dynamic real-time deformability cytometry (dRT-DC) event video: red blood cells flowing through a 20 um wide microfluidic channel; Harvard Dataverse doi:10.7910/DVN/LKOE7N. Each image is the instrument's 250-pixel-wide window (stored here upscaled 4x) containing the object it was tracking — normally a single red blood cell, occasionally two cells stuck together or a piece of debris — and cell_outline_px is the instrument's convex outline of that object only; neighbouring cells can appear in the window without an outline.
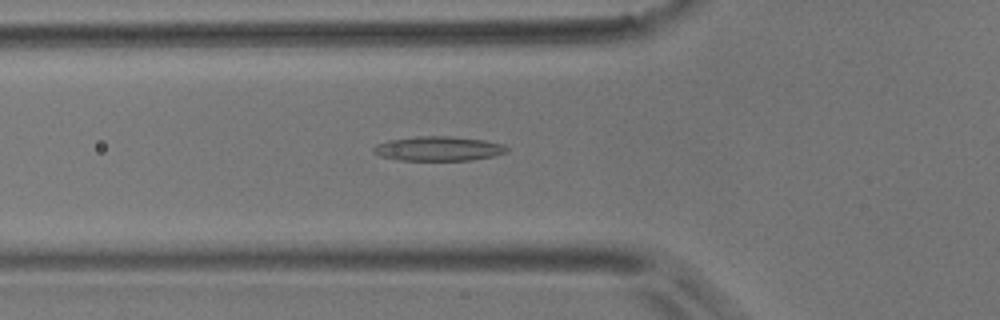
{"species": "common noctule bat (a hibernating species)", "species_latin": "Nyctalus noctula", "temperature_condition": "room temperature", "stored_images_in_passage": 53, "camera_frame_rate_fps": 3000, "um_per_image_px": 0.085, "animal": {"sex": "male", "body_mass_g": 17.9}, "frame": {"image": 1, "passage_image": 18, "time_ms": 5.667, "image_size_px": [1000, 320], "cell_outline_px": [[508, 152], [492, 156], [472, 160], [400, 160], [380, 156], [372, 152], [372, 148], [376, 144], [388, 140], [416, 136], [452, 136], [484, 140], [504, 144], [508, 148]], "centroid_in_image_um": [37.25, 12.63], "position_along_channel_um": 88.5, "area_um2": 19.13}}
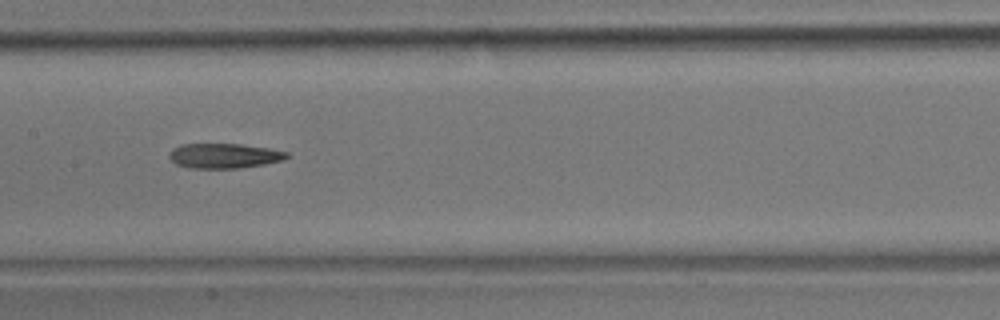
{"frame": {"image": 2, "passage_image": 26, "time_ms": 8.333, "image_size_px": [1000, 320], "cell_outline_px": [[288, 156], [284, 160], [264, 164], [240, 168], [188, 168], [176, 164], [168, 156], [172, 148], [180, 144], [240, 144], [268, 148], [288, 152]], "centroid_in_image_um": [19.03, 13.24], "position_along_channel_um": 188.4, "area_um2": 17.05}}
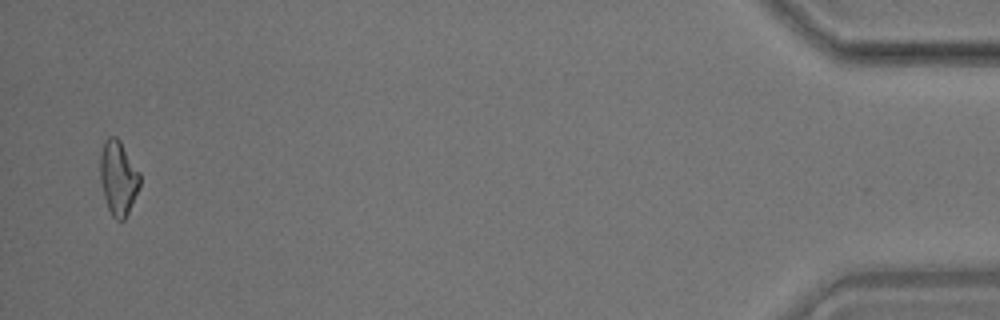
{"frame": {"image": 3, "passage_image": 52, "time_ms": 17.0, "image_size_px": [1000, 320], "cell_outline_px": [[140, 184], [128, 212], [124, 220], [116, 220], [112, 216], [108, 208], [104, 196], [100, 180], [100, 156], [104, 140], [108, 136], [116, 136], [120, 140], [140, 172]], "centroid_in_image_um": [10.04, 15.08], "position_along_channel_um": 425.2, "area_um2": 17.17}}